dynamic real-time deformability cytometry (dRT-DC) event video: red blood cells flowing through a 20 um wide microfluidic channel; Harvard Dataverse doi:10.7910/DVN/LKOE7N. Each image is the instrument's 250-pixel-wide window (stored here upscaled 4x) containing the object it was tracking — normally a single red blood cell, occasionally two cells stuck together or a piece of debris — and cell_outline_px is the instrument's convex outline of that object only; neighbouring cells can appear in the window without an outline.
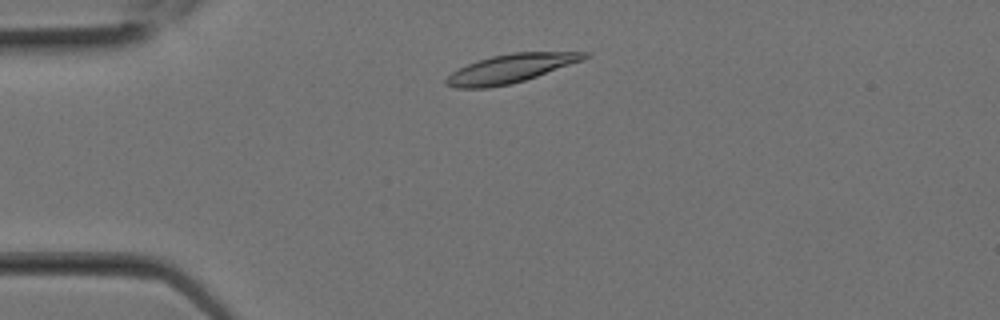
{"species": "Egyptian fruit bat (a non-hibernating species)", "species_latin": "Rousettus aegyptiacus", "temperature_condition": "room temperature", "stored_images_in_passage": 6, "camera_frame_rate_fps": 3000, "um_per_image_px": 0.085, "animal": {"sex": "female"}, "frame": {"image": 1, "passage_image": 3, "time_ms": 0.667, "image_size_px": [1000, 320], "cell_outline_px": [[588, 56], [584, 60], [512, 84], [488, 88], [456, 88], [444, 84], [444, 80], [452, 72], [476, 60], [492, 56], [512, 52], [588, 52]], "centroid_in_image_um": [43.37, 5.83], "position_along_channel_um": 41.6, "area_um2": 22.95}}
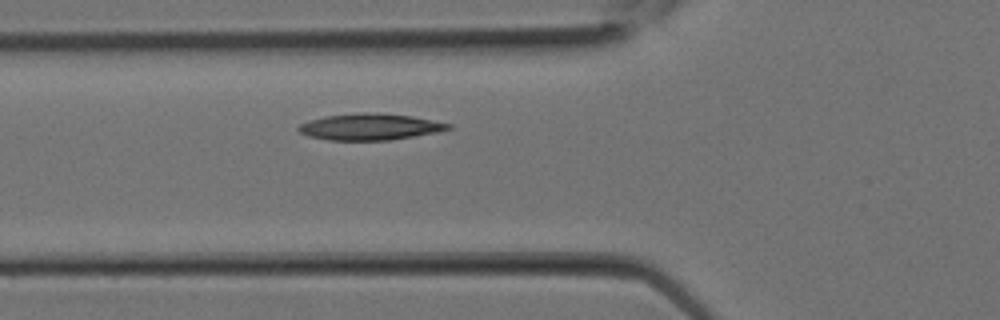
{"frame": {"image": 2, "passage_image": 6, "time_ms": 1.667, "image_size_px": [1000, 320], "cell_outline_px": [[452, 128], [436, 132], [392, 140], [328, 140], [308, 136], [300, 132], [296, 128], [300, 124], [308, 120], [324, 116], [360, 112], [368, 112], [412, 116], [452, 124]], "centroid_in_image_um": [31.41, 10.78], "position_along_channel_um": 94.4, "area_um2": 23.06}}